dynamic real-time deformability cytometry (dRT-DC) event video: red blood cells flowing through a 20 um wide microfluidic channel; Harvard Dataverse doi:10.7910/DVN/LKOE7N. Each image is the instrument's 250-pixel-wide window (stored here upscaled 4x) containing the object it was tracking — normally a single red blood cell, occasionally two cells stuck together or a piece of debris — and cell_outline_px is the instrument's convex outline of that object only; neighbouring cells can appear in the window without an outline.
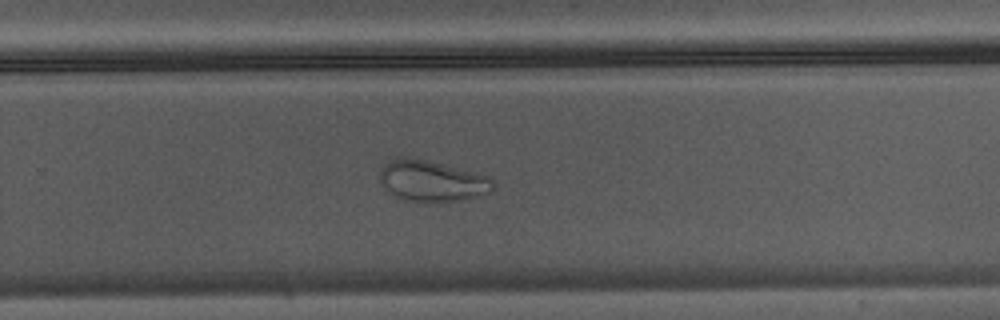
{"species": "Egyptian fruit bat (a non-hibernating species)", "species_latin": "Rousettus aegyptiacus", "temperature_condition": "warm", "stored_images_in_passage": 37, "camera_frame_rate_fps": 3000, "um_per_image_px": 0.085, "animal": {"sex": "male"}, "frame": {"image": 1, "passage_image": 22, "time_ms": 7.0, "image_size_px": [1000, 320], "cell_outline_px": [[496, 184], [492, 192], [460, 200], [428, 204], [408, 200], [396, 196], [384, 188], [380, 184], [380, 172], [384, 164], [388, 160], [396, 156], [408, 156], [476, 172], [488, 176]], "centroid_in_image_um": [36.7, 15.39], "position_along_channel_um": 293.1, "area_um2": 27.57}}
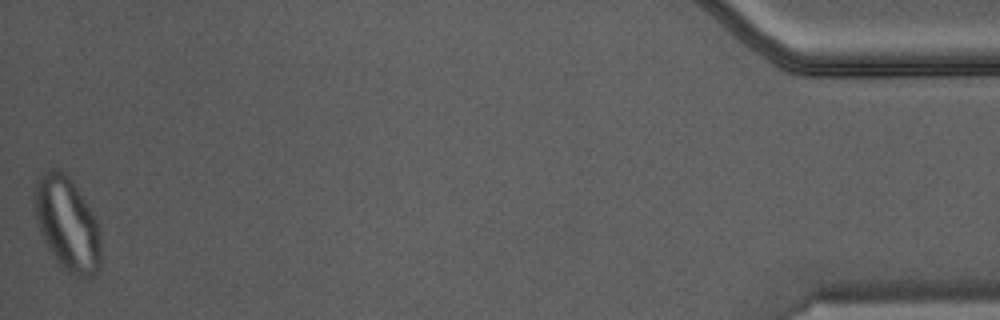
{"frame": {"image": 2, "passage_image": 37, "time_ms": 12.0, "image_size_px": [1000, 320], "cell_outline_px": [[100, 268], [88, 280], [76, 276], [68, 272], [56, 260], [48, 248], [44, 240], [36, 216], [32, 200], [32, 196], [36, 180], [48, 168], [56, 168], [64, 172], [76, 188], [100, 224]], "centroid_in_image_um": [5.71, 19.03], "position_along_channel_um": 429.5, "area_um2": 36.3}}